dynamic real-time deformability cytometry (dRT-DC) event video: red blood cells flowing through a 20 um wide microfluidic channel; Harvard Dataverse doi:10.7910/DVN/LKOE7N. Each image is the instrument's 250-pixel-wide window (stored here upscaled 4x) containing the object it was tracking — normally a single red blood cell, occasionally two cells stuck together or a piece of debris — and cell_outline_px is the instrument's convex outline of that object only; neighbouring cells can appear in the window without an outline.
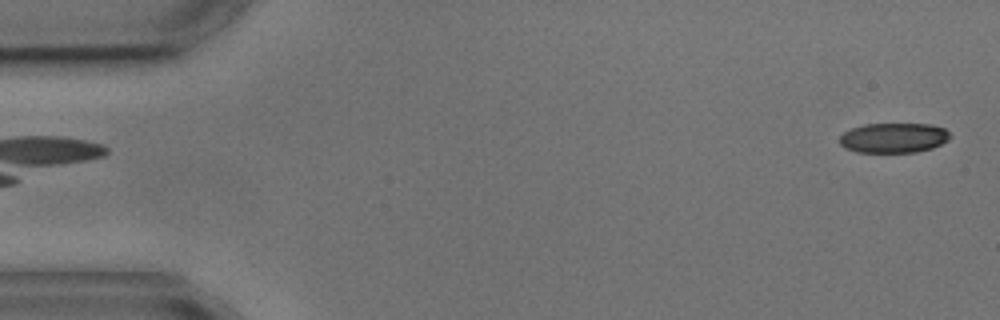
{"species": "common noctule bat (a hibernating species)", "species_latin": "Nyctalus noctula", "temperature_condition": "cold", "stored_images_in_passage": 5, "camera_frame_rate_fps": 3000, "um_per_image_px": 0.085, "animal": {"sex": "male", "body_mass_g": 17.9, "forearm_length_mm": 54.2}, "frame": {"image": 1, "passage_image": 5, "time_ms": 5.667, "image_size_px": [1000, 320], "cell_outline_px": [[952, 136], [948, 140], [932, 148], [916, 152], [856, 152], [844, 148], [840, 144], [840, 136], [844, 132], [852, 128], [864, 124], [932, 124], [944, 128]], "centroid_in_image_um": [75.96, 11.71], "position_along_channel_um": 9.0, "area_um2": 19.31}}